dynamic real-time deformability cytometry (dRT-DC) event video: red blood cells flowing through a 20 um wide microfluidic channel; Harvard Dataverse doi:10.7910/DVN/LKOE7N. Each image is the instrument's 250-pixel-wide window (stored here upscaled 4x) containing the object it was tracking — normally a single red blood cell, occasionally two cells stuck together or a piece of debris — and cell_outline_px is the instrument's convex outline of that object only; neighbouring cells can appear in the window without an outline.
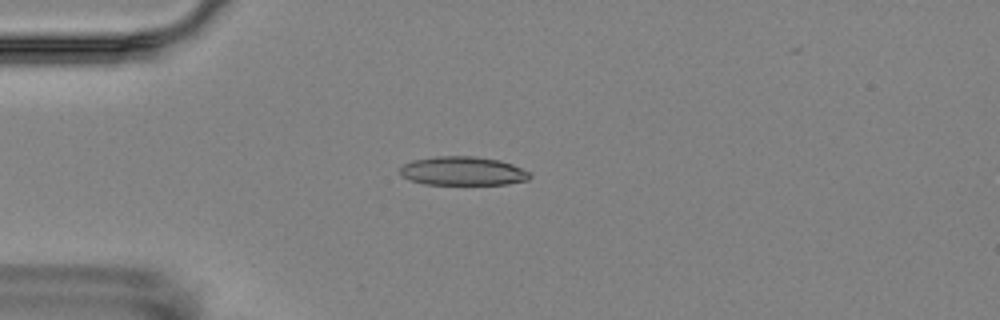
{"species": "Egyptian fruit bat (a non-hibernating species)", "species_latin": "Rousettus aegyptiacus", "temperature_condition": "room temperature", "stored_images_in_passage": 13, "camera_frame_rate_fps": 3000, "um_per_image_px": 0.085, "animal": {"sex": "female"}, "frame": {"image": 1, "passage_image": 1, "time_ms": 0.0, "image_size_px": [1000, 320], "cell_outline_px": [[532, 176], [528, 180], [508, 184], [424, 184], [408, 180], [400, 176], [400, 168], [404, 164], [412, 160], [436, 156], [476, 156], [500, 160], [512, 164], [528, 172]], "centroid_in_image_um": [39.31, 14.54], "position_along_channel_um": 45.7, "area_um2": 21.91}}
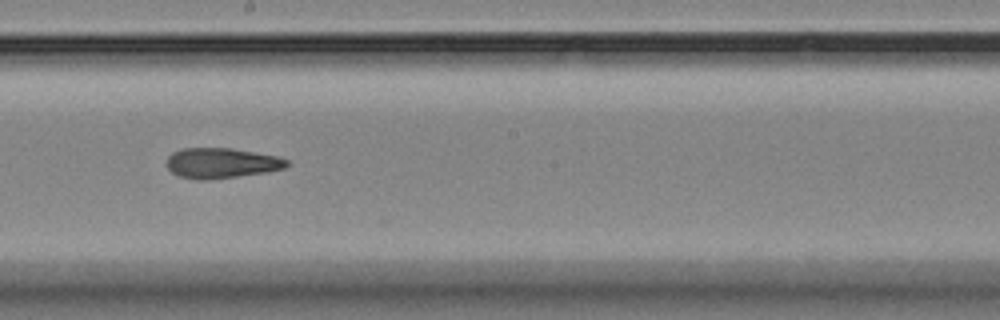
{"frame": {"image": 2, "passage_image": 6, "time_ms": 5.667, "image_size_px": [1000, 320], "cell_outline_px": [[288, 164], [284, 168], [268, 172], [208, 180], [200, 180], [180, 176], [172, 172], [168, 168], [168, 156], [172, 152], [184, 148], [232, 148], [276, 156], [288, 160]], "centroid_in_image_um": [18.82, 13.86], "position_along_channel_um": 229.4, "area_um2": 21.04}}
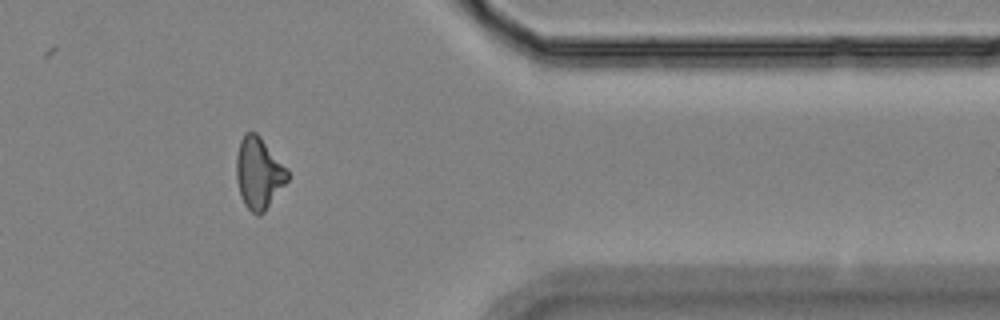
{"frame": {"image": 3, "passage_image": 10, "time_ms": 10.667, "image_size_px": [1000, 320], "cell_outline_px": [[288, 180], [264, 212], [260, 216], [256, 216], [244, 204], [240, 196], [236, 180], [236, 156], [240, 140], [244, 132], [256, 132], [260, 136], [288, 168]], "centroid_in_image_um": [21.98, 14.71], "position_along_channel_um": 389.4, "area_um2": 21.56}, "authors_computed_cell_mechanics": {"area_um2": 21.0392, "velocity_mm_per_s": 3.5559, "shape_relaxation_time_tau1_ms": 6.1844, "shape_relaxation_time_tau2_ms": 7.823, "deformation_change_tau1": 0.184, "deformation_change_tau2": 0.2045}}